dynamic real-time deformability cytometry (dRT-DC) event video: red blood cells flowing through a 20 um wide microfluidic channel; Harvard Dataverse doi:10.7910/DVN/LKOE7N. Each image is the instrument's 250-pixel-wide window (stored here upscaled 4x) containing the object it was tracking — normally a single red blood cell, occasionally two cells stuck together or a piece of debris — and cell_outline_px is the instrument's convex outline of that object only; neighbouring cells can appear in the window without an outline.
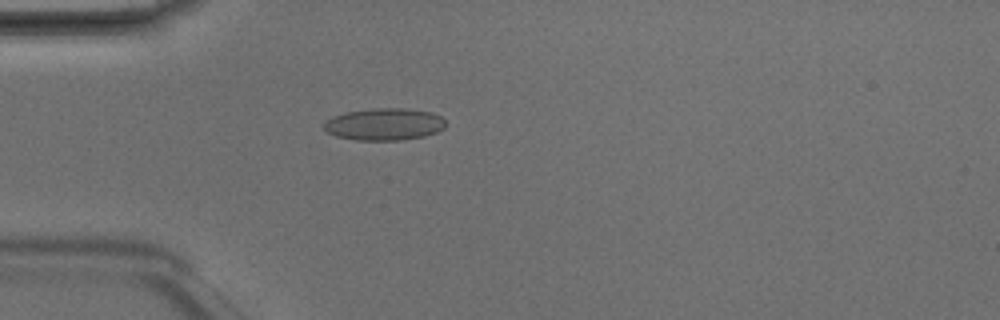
{"species": "Egyptian fruit bat (a non-hibernating species)", "species_latin": "Rousettus aegyptiacus", "temperature_condition": "room temperature", "stored_images_in_passage": 5, "camera_frame_rate_fps": 3000, "um_per_image_px": 0.085, "animal": {"sex": "male"}, "frame": {"image": 1, "passage_image": 4, "time_ms": 1.0, "image_size_px": [1000, 320], "cell_outline_px": [[444, 128], [436, 132], [424, 136], [400, 140], [356, 140], [336, 136], [328, 132], [324, 128], [324, 124], [332, 116], [344, 112], [372, 108], [408, 108], [432, 112], [440, 116], [444, 120]], "centroid_in_image_um": [32.66, 10.55], "position_along_channel_um": 52.3, "area_um2": 22.77}}